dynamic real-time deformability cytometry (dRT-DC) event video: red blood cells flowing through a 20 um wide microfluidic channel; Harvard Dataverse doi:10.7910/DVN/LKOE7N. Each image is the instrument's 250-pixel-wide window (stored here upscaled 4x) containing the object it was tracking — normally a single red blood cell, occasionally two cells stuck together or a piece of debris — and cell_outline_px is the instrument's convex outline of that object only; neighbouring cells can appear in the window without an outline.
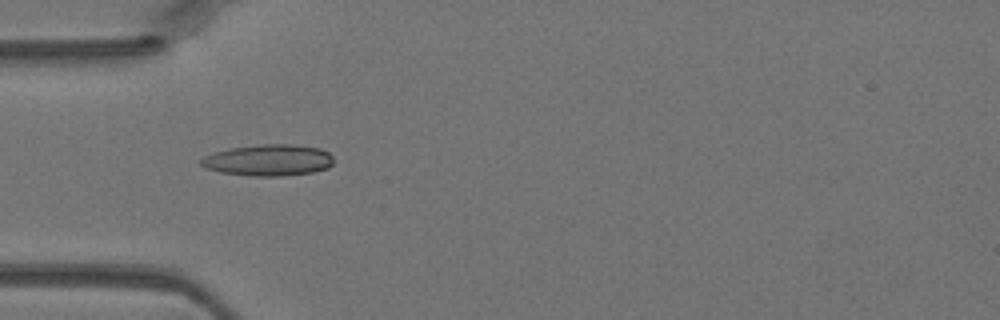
{"species": "Egyptian fruit bat (a non-hibernating species)", "species_latin": "Rousettus aegyptiacus", "temperature_condition": "warm", "stored_images_in_passage": 37, "camera_frame_rate_fps": 3000, "um_per_image_px": 0.085, "animal": {"sex": "female"}, "frame": {"image": 1, "passage_image": 6, "time_ms": 1.667, "image_size_px": [1000, 320], "cell_outline_px": [[332, 164], [328, 168], [312, 172], [284, 176], [252, 176], [220, 172], [204, 168], [200, 164], [200, 160], [204, 156], [216, 152], [232, 148], [264, 144], [292, 144], [320, 148], [328, 152], [332, 156]], "centroid_in_image_um": [22.82, 13.62], "position_along_channel_um": 62.2, "area_um2": 24.22}}
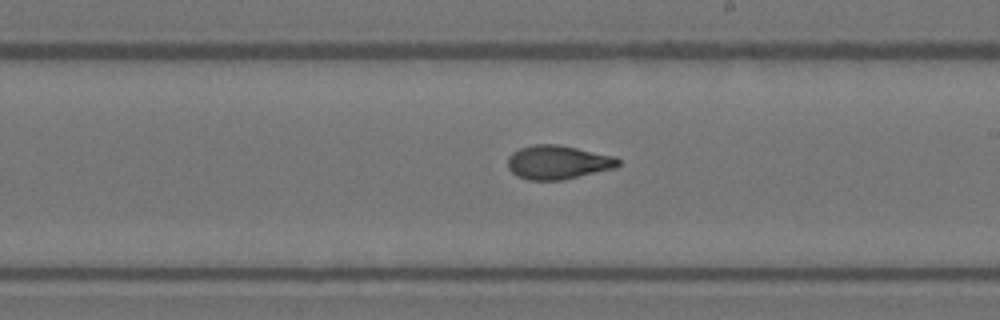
{"frame": {"image": 2, "passage_image": 18, "time_ms": 5.667, "image_size_px": [1000, 320], "cell_outline_px": [[620, 164], [616, 168], [560, 180], [528, 180], [516, 176], [508, 168], [508, 156], [512, 152], [520, 148], [532, 144], [560, 144], [616, 156], [620, 160]], "centroid_in_image_um": [47.42, 13.78], "position_along_channel_um": 241.6, "area_um2": 22.02}}
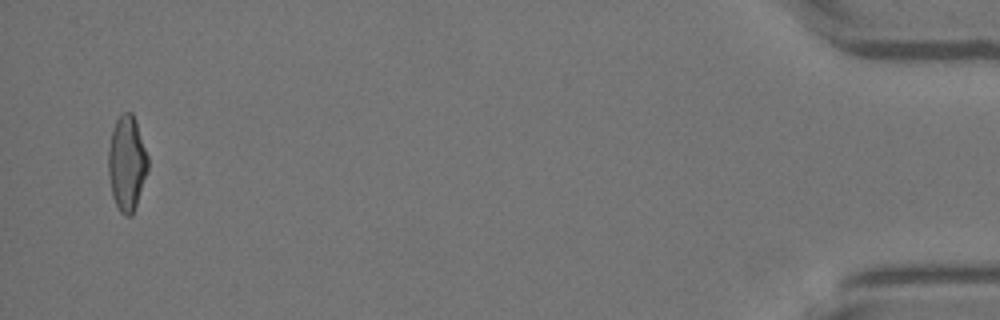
{"frame": {"image": 3, "passage_image": 36, "time_ms": 11.667, "image_size_px": [1000, 320], "cell_outline_px": [[148, 168], [132, 216], [124, 216], [120, 212], [112, 196], [108, 172], [108, 148], [112, 132], [116, 120], [124, 112], [132, 112], [136, 120], [148, 156]], "centroid_in_image_um": [10.77, 13.87], "position_along_channel_um": 424.4, "area_um2": 21.79}}